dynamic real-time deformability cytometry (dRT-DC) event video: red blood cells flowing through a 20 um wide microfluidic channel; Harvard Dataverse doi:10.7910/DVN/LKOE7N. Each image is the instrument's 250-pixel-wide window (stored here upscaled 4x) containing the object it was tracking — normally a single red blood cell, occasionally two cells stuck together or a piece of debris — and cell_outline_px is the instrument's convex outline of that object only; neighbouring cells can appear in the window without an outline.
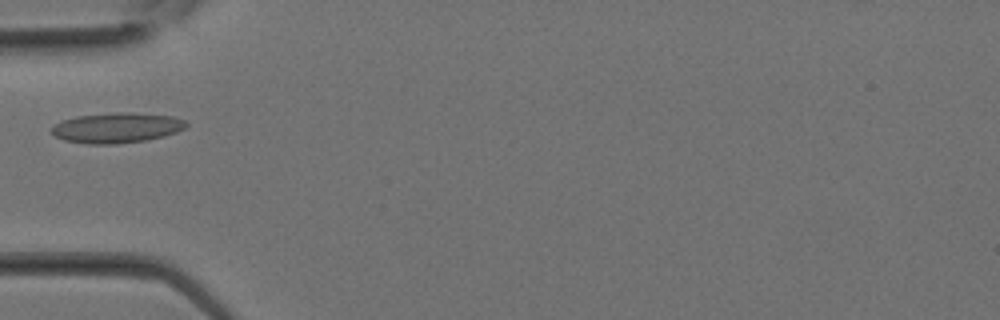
{"species": "Egyptian fruit bat (a non-hibernating species)", "species_latin": "Rousettus aegyptiacus", "temperature_condition": "room temperature", "stored_images_in_passage": 7, "camera_frame_rate_fps": 3000, "um_per_image_px": 0.085, "animal": {"sex": "female"}, "frame": {"image": 1, "passage_image": 2, "time_ms": 0.333, "image_size_px": [1000, 320], "cell_outline_px": [[188, 124], [184, 128], [176, 132], [164, 136], [144, 140], [116, 144], [84, 144], [64, 140], [56, 136], [52, 132], [52, 128], [56, 124], [64, 120], [76, 116], [116, 112], [128, 112], [172, 116], [184, 120]], "centroid_in_image_um": [9.92, 10.86], "position_along_channel_um": 75.1, "area_um2": 23.52}}
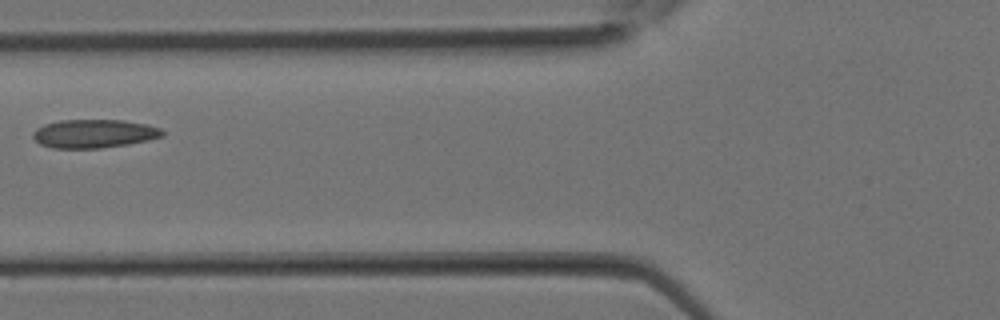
{"frame": {"image": 2, "passage_image": 4, "time_ms": 1.0, "image_size_px": [1000, 320], "cell_outline_px": [[164, 136], [148, 140], [128, 144], [100, 148], [52, 148], [40, 144], [32, 136], [32, 132], [36, 128], [44, 124], [60, 120], [124, 120], [148, 124], [160, 128], [164, 132]], "centroid_in_image_um": [7.99, 11.35], "position_along_channel_um": 117.8, "area_um2": 21.62}}
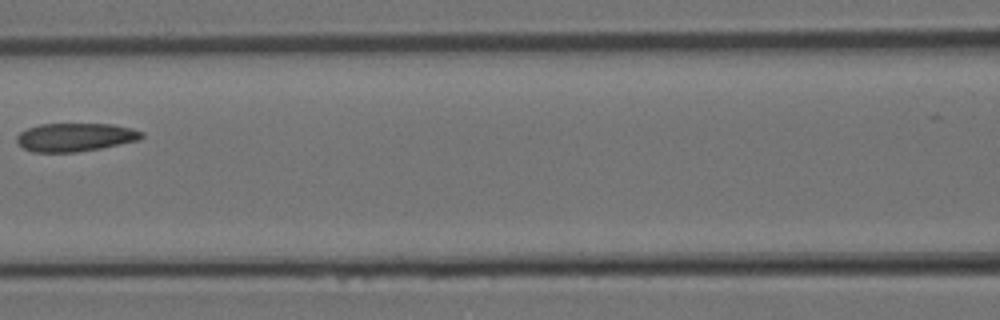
{"frame": {"image": 3, "passage_image": 6, "time_ms": 1.667, "image_size_px": [1000, 320], "cell_outline_px": [[144, 136], [140, 140], [100, 148], [76, 152], [32, 152], [24, 148], [16, 140], [16, 136], [20, 132], [28, 128], [40, 124], [112, 124], [132, 128], [144, 132]], "centroid_in_image_um": [6.42, 11.66], "position_along_channel_um": 160.2, "area_um2": 20.63}}